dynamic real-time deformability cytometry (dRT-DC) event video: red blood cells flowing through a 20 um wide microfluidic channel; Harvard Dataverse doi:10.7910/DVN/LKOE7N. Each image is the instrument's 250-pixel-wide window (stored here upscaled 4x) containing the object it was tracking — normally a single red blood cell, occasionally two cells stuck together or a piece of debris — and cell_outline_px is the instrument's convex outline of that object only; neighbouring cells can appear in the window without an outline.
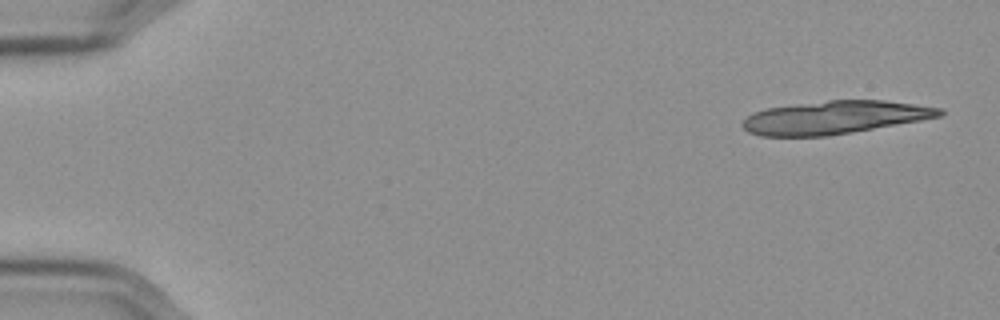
{"species": "Egyptian fruit bat (a non-hibernating species)", "species_latin": "Rousettus aegyptiacus", "temperature_condition": "cold", "stored_images_in_passage": 10, "camera_frame_rate_fps": 3000, "um_per_image_px": 0.085, "frame": {"image": 1, "passage_image": 2, "time_ms": 0.333, "image_size_px": [1000, 320], "cell_outline_px": [[944, 112], [940, 116], [920, 120], [852, 132], [824, 136], [760, 136], [748, 132], [740, 124], [748, 116], [764, 108], [828, 100], [884, 100], [944, 108]], "centroid_in_image_um": [70.93, 9.98], "position_along_channel_um": 14.1, "area_um2": 37.74}}